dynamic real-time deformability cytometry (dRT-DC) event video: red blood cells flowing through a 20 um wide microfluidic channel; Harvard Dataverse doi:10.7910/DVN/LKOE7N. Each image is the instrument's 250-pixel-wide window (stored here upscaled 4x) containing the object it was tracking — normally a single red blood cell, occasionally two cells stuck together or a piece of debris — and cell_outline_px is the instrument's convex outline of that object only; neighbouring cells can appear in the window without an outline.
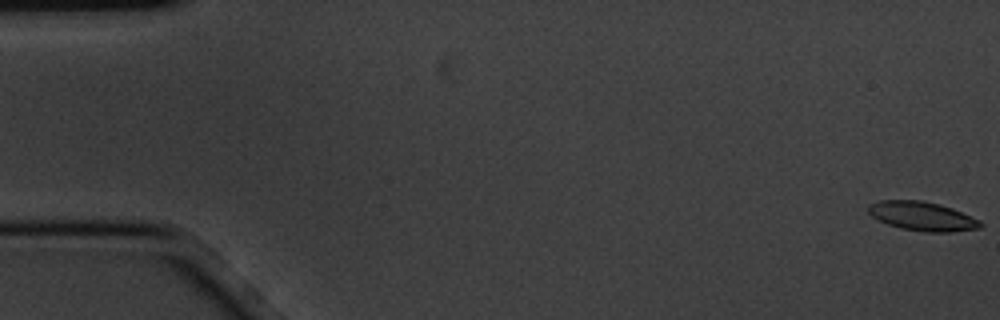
{"species": "common noctule bat (a hibernating species)", "species_latin": "Nyctalus noctula", "temperature_condition": "cold", "stored_images_in_passage": 6, "camera_frame_rate_fps": 3000, "um_per_image_px": 0.085, "animal": {"sex": "male", "body_mass_g": 20.1, "forearm_length_mm": 53.5}, "frame": {"image": 1, "passage_image": 1, "time_ms": 0.0, "image_size_px": [1000, 320], "cell_outline_px": [[984, 224], [980, 228], [952, 232], [924, 232], [900, 228], [888, 224], [872, 216], [868, 212], [868, 204], [880, 200], [924, 200], [940, 204], [952, 208], [980, 220]], "centroid_in_image_um": [78.41, 18.37], "position_along_channel_um": 6.6, "area_um2": 19.07}}
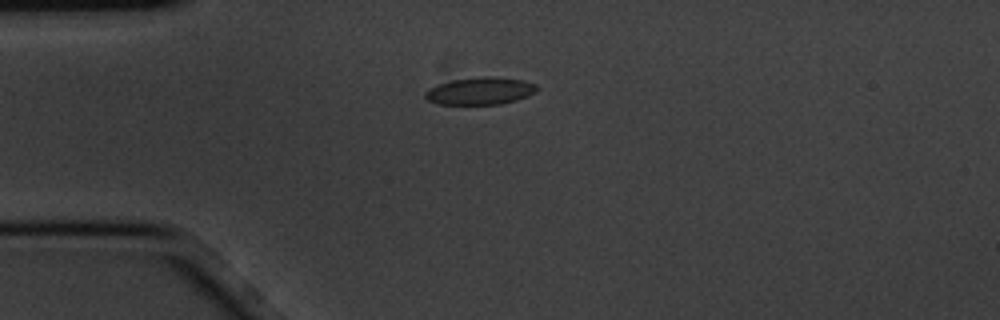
{"frame": {"image": 2, "passage_image": 6, "time_ms": 1.667, "image_size_px": [1000, 320], "cell_outline_px": [[536, 92], [528, 96], [516, 100], [500, 104], [436, 104], [428, 100], [424, 96], [424, 92], [428, 88], [452, 80], [484, 76], [496, 76], [524, 80], [536, 84]], "centroid_in_image_um": [40.82, 7.73], "position_along_channel_um": 44.2, "area_um2": 17.86}}